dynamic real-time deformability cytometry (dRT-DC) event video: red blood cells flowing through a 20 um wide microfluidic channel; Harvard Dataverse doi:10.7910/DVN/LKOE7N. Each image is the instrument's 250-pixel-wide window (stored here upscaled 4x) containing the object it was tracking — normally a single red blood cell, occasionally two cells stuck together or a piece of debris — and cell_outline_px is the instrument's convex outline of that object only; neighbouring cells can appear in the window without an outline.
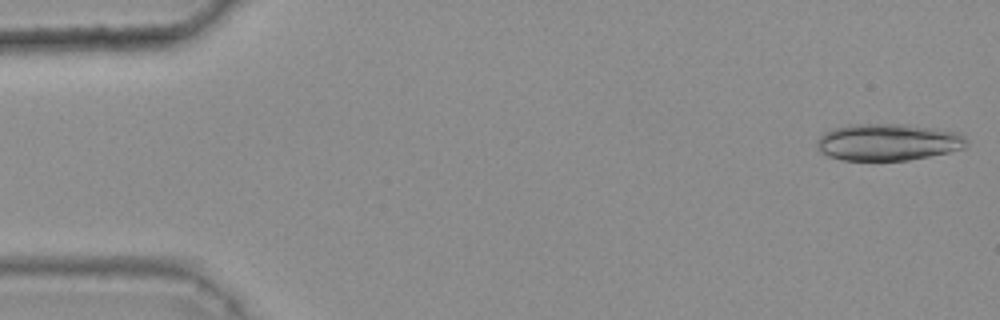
{"species": "common noctule bat (a hibernating species)", "species_latin": "Nyctalus noctula", "temperature_condition": "warm", "stored_images_in_passage": 10, "camera_frame_rate_fps": 3000, "um_per_image_px": 0.085, "animal": {"sex": "female", "body_mass_g": 25.1}, "frame": {"image": 1, "passage_image": 1, "time_ms": 0.0, "image_size_px": [1000, 320], "cell_outline_px": [[968, 144], [964, 148], [948, 152], [908, 160], [840, 160], [828, 156], [820, 152], [816, 148], [816, 144], [820, 136], [824, 132], [832, 128], [848, 124], [904, 124], [960, 132], [968, 140]], "centroid_in_image_um": [75.46, 12.07], "position_along_channel_um": 9.5, "area_um2": 32.37}}